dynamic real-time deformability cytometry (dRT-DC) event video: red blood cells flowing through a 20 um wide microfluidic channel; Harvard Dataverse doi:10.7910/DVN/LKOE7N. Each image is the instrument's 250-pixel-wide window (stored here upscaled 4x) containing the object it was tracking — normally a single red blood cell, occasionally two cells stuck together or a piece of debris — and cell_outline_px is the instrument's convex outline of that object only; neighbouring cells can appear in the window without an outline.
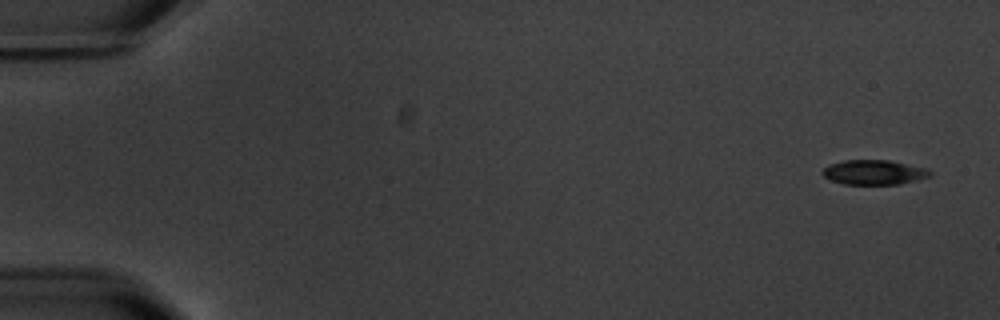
{"species": "common noctule bat (a hibernating species)", "species_latin": "Nyctalus noctula", "temperature_condition": "warm", "stored_images_in_passage": 5, "camera_frame_rate_fps": 3000, "um_per_image_px": 0.085, "animal": {"sex": "male", "body_mass_g": 20.1, "forearm_length_mm": 53.5}, "frame": {"image": 1, "passage_image": 1, "time_ms": 0.0, "image_size_px": [1000, 320], "cell_outline_px": [[932, 176], [900, 184], [844, 184], [832, 180], [824, 176], [820, 172], [828, 164], [844, 160], [888, 160], [928, 168], [932, 172]], "centroid_in_image_um": [74.3, 14.64], "position_along_channel_um": 10.7, "area_um2": 15.55}}
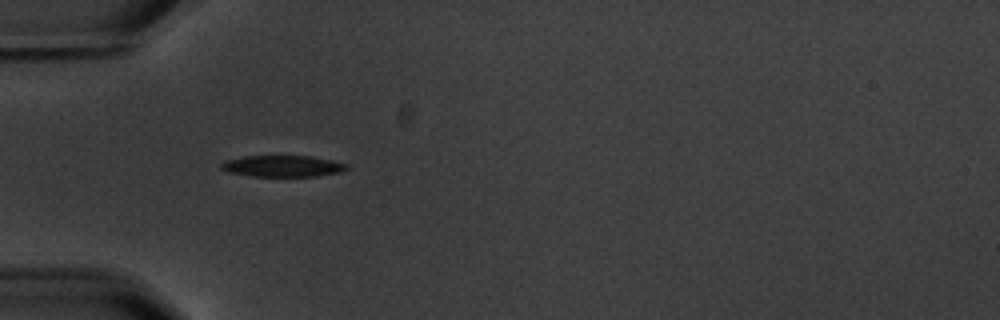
{"frame": {"image": 2, "passage_image": 4, "time_ms": 5.333, "image_size_px": [1000, 320], "cell_outline_px": [[348, 168], [340, 172], [316, 176], [252, 176], [228, 172], [220, 168], [220, 164], [224, 160], [244, 156], [312, 156], [332, 160], [348, 164]], "centroid_in_image_um": [24.0, 14.11], "position_along_channel_um": 61.0, "area_um2": 15.66}}
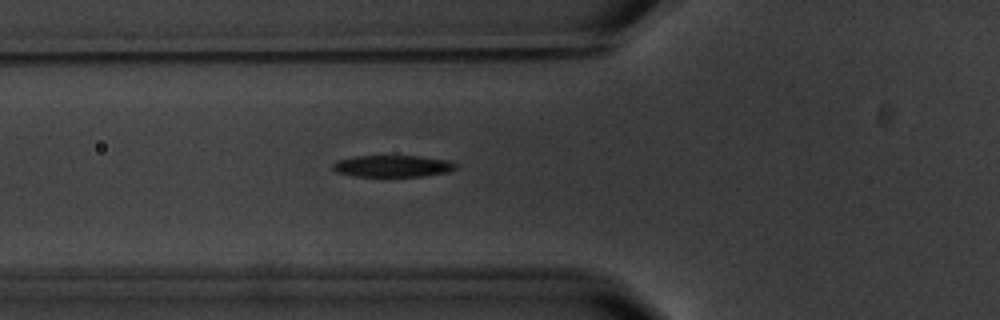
{"frame": {"image": 3, "passage_image": 5, "time_ms": 6.333, "image_size_px": [1000, 320], "cell_outline_px": [[456, 168], [448, 172], [424, 176], [356, 176], [336, 172], [332, 168], [332, 164], [340, 160], [356, 156], [416, 156], [448, 160], [456, 164]], "centroid_in_image_um": [33.38, 14.12], "position_along_channel_um": 92.4, "area_um2": 15.37}}